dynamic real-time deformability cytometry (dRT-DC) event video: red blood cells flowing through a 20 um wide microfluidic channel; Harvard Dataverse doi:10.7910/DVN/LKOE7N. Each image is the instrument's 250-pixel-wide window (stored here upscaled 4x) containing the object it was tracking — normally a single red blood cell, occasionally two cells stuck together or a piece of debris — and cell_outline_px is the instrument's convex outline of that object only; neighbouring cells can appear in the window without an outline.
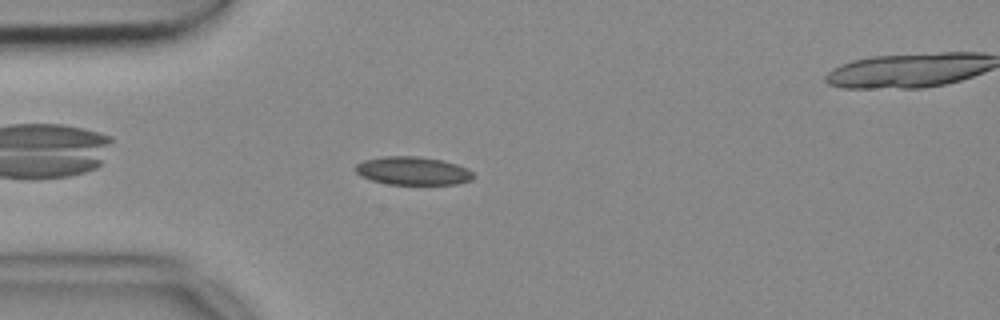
{"species": "common noctule bat (a hibernating species)", "species_latin": "Nyctalus noctula", "temperature_condition": "cold", "stored_images_in_passage": 45, "camera_frame_rate_fps": 3000, "um_per_image_px": 0.085, "animal": {"sex": "female", "body_mass_g": 18.4}, "frame": {"image": 1, "passage_image": 5, "time_ms": 1.333, "image_size_px": [1000, 320], "cell_outline_px": [[472, 180], [456, 184], [388, 184], [372, 180], [360, 176], [356, 172], [356, 164], [364, 160], [384, 156], [420, 156], [440, 160], [456, 164], [468, 168], [472, 172]], "centroid_in_image_um": [35.08, 14.52], "position_along_channel_um": 49.9, "area_um2": 19.31}}
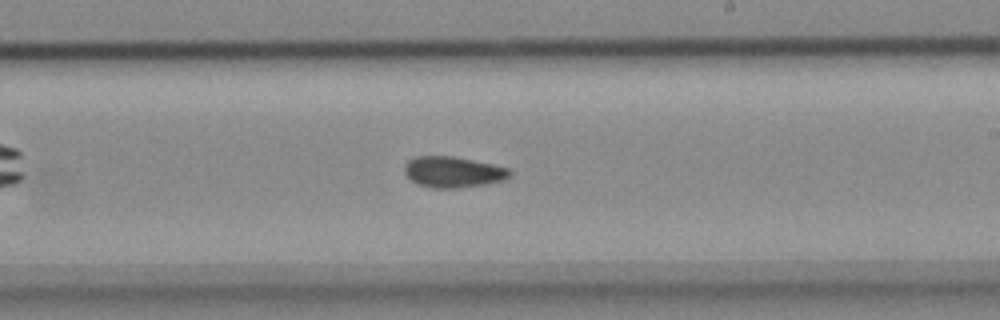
{"frame": {"image": 2, "passage_image": 22, "time_ms": 7.0, "image_size_px": [1000, 320], "cell_outline_px": [[512, 176], [504, 180], [488, 184], [456, 188], [432, 188], [416, 184], [404, 172], [404, 164], [408, 160], [416, 156], [452, 156], [492, 164], [508, 168], [512, 172]], "centroid_in_image_um": [38.51, 14.63], "position_along_channel_um": 250.5, "area_um2": 19.13}}
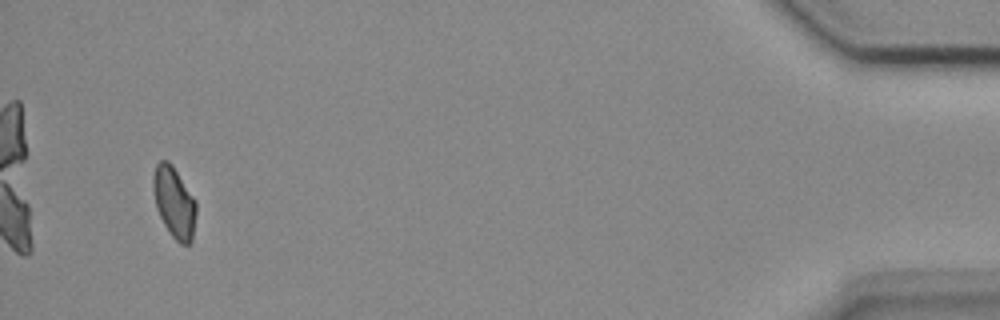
{"frame": {"image": 3, "passage_image": 42, "time_ms": 13.667, "image_size_px": [1000, 320], "cell_outline_px": [[196, 212], [192, 244], [180, 244], [172, 236], [164, 224], [156, 208], [152, 192], [152, 176], [156, 164], [160, 160], [168, 160], [172, 164], [196, 200]], "centroid_in_image_um": [14.79, 17.18], "position_along_channel_um": 420.4, "area_um2": 18.09}}